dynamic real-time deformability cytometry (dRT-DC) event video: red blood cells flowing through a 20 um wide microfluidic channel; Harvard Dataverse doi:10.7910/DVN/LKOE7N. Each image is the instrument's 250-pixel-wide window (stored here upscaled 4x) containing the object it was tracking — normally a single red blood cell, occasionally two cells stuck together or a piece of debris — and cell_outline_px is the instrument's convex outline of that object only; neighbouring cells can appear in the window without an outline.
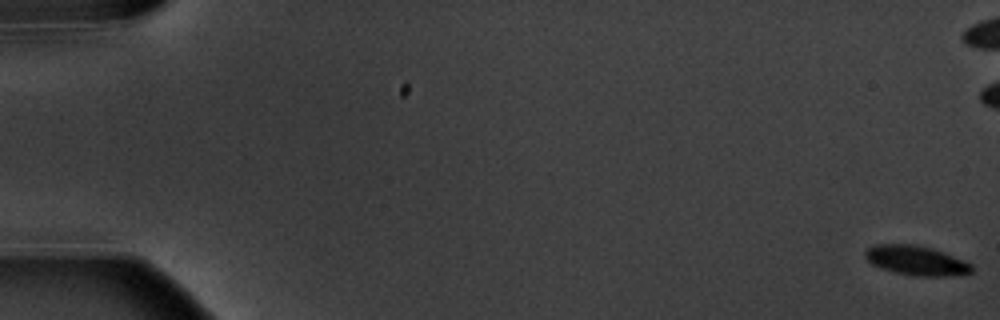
{"species": "common noctule bat (a hibernating species)", "species_latin": "Nyctalus noctula", "temperature_condition": "warm", "stored_images_in_passage": 7, "camera_frame_rate_fps": 3000, "um_per_image_px": 0.085, "animal": {"sex": "male", "body_mass_g": 20.1, "forearm_length_mm": 53.5}, "frame": {"image": 1, "passage_image": 1, "time_ms": 0.0, "image_size_px": [1000, 320], "cell_outline_px": [[972, 272], [944, 276], [916, 276], [896, 272], [880, 268], [872, 264], [864, 256], [864, 252], [868, 248], [876, 244], [916, 244], [932, 248], [944, 252], [964, 260], [972, 264]], "centroid_in_image_um": [77.86, 22.13], "position_along_channel_um": 7.1, "area_um2": 18.26}}